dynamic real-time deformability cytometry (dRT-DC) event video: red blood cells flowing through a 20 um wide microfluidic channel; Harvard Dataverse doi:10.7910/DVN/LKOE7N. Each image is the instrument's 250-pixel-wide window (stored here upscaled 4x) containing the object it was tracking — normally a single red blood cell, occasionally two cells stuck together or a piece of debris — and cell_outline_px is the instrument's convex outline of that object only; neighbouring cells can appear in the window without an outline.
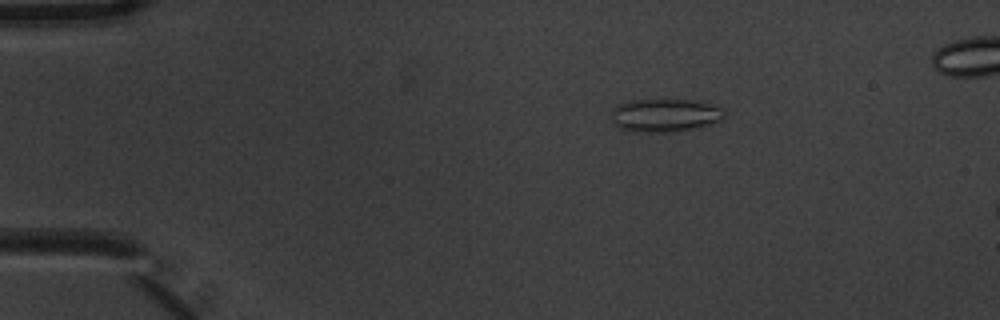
{"species": "common noctule bat (a hibernating species)", "species_latin": "Nyctalus noctula", "temperature_condition": "warm", "stored_images_in_passage": 4, "camera_frame_rate_fps": 3000, "um_per_image_px": 0.085, "animal": {"sex": "male", "body_mass_g": 20.1, "forearm_length_mm": 53.5}, "frame": {"image": 1, "passage_image": 2, "time_ms": 0.333, "image_size_px": [1000, 320], "cell_outline_px": [[724, 120], [692, 128], [664, 132], [632, 132], [620, 128], [612, 120], [612, 108], [620, 104], [632, 100], [692, 100], [724, 108]], "centroid_in_image_um": [56.51, 9.8], "position_along_channel_um": 28.5, "area_um2": 21.56}}